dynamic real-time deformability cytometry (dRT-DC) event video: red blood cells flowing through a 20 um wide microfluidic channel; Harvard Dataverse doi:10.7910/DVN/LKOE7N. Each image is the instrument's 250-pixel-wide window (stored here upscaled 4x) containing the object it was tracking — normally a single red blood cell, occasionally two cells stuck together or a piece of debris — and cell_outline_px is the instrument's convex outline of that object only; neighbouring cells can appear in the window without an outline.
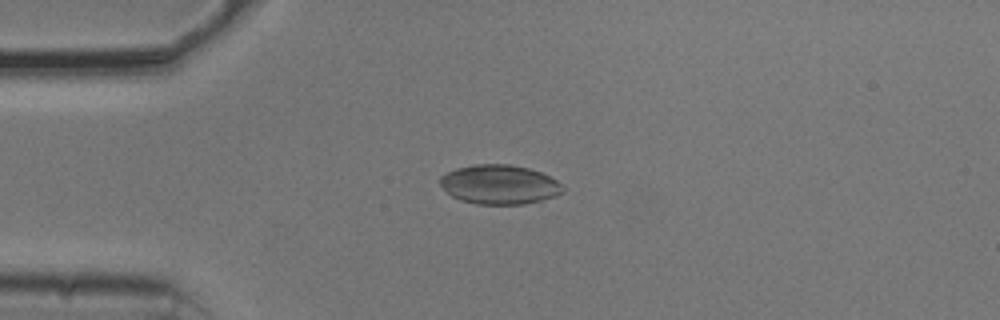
{"species": "common noctule bat (a hibernating species)", "species_latin": "Nyctalus noctula", "temperature_condition": "cold", "stored_images_in_passage": 20, "camera_frame_rate_fps": 3000, "um_per_image_px": 0.085, "animal": {"sex": "male", "body_mass_g": 20.5, "forearm_length_mm": 52.5}, "frame": {"image": 1, "passage_image": 13, "time_ms": 4.0, "image_size_px": [1000, 320], "cell_outline_px": [[564, 192], [556, 196], [524, 204], [476, 204], [460, 200], [452, 196], [440, 184], [440, 176], [456, 168], [476, 164], [508, 164], [528, 168], [540, 172], [556, 180], [564, 188]], "centroid_in_image_um": [42.45, 15.68], "position_along_channel_um": 42.6, "area_um2": 27.98}}
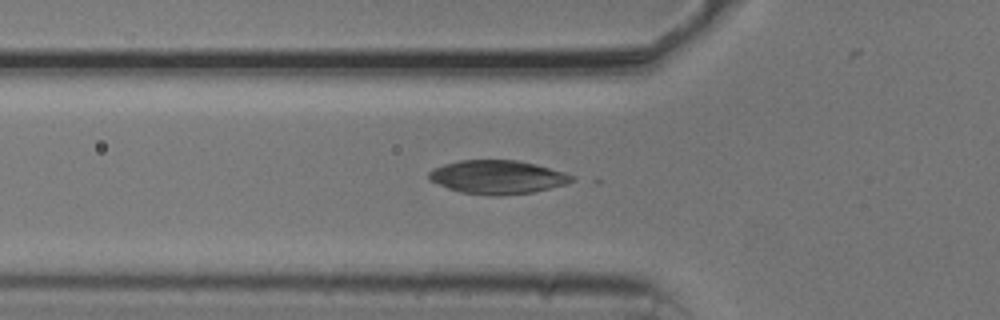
{"frame": {"image": 2, "passage_image": 18, "time_ms": 5.667, "image_size_px": [1000, 320], "cell_outline_px": [[576, 180], [564, 184], [532, 192], [500, 196], [492, 196], [460, 192], [448, 188], [428, 180], [428, 172], [432, 168], [444, 164], [460, 160], [516, 160], [536, 164], [564, 172], [576, 176]], "centroid_in_image_um": [42.26, 15.05], "position_along_channel_um": 83.5, "area_um2": 28.09}}